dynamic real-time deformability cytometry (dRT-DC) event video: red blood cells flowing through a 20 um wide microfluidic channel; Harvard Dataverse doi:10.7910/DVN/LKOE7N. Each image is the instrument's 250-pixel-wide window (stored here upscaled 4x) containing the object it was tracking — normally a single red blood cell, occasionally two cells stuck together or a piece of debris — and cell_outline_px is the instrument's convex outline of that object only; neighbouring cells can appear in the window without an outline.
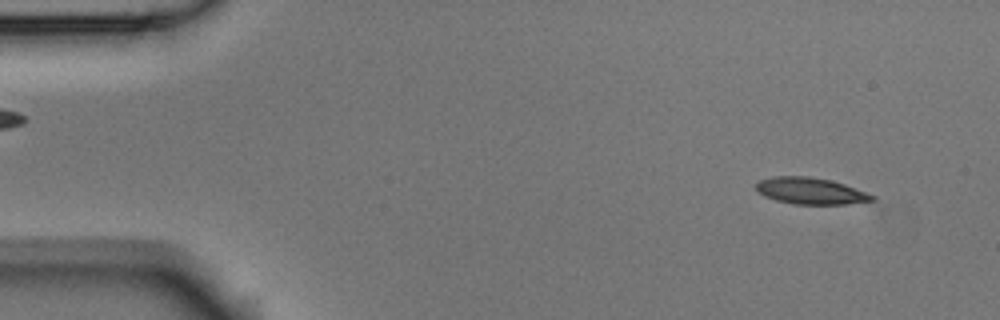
{"species": "Egyptian fruit bat (a non-hibernating species)", "species_latin": "Rousettus aegyptiacus", "temperature_condition": "room temperature", "stored_images_in_passage": 6, "segment_of_instrument_passage": [1, 2], "camera_frame_rate_fps": 3000, "um_per_image_px": 0.085, "animal": {"sex": "male"}, "frame": {"image": 1, "passage_image": 2, "time_ms": 0.333, "image_size_px": [1000, 320], "cell_outline_px": [[876, 200], [844, 204], [792, 204], [776, 200], [764, 196], [756, 192], [756, 184], [760, 180], [772, 176], [808, 176], [832, 180], [844, 184], [876, 196]], "centroid_in_image_um": [68.87, 16.22], "position_along_channel_um": 16.1, "area_um2": 18.03}}
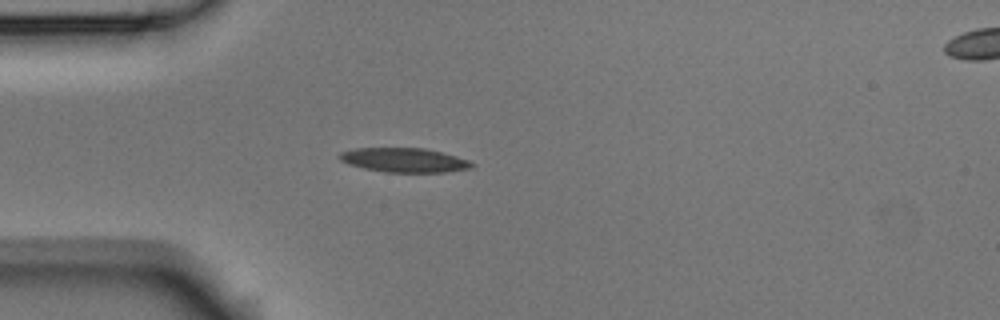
{"frame": {"image": 2, "passage_image": 5, "time_ms": 1.333, "image_size_px": [1000, 320], "cell_outline_px": [[476, 164], [472, 168], [444, 172], [384, 172], [364, 168], [348, 164], [340, 160], [336, 156], [340, 152], [356, 148], [424, 148], [456, 156], [468, 160]], "centroid_in_image_um": [34.33, 13.61], "position_along_channel_um": 50.7, "area_um2": 18.73}}